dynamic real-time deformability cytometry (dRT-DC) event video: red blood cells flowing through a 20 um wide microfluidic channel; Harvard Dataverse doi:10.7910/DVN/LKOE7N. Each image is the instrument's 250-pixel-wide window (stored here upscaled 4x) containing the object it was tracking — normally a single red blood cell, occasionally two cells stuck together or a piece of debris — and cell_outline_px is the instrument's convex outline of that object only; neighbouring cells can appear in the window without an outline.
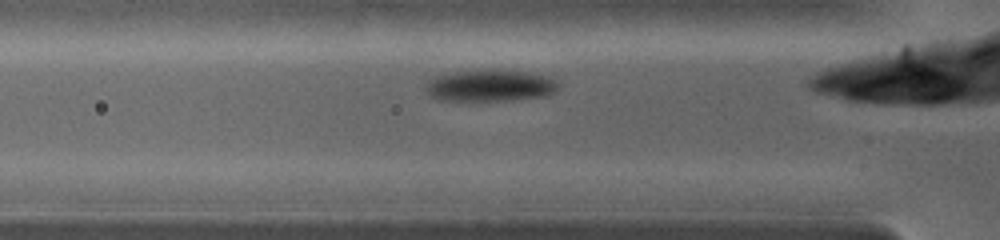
{"species": "common noctule bat (a hibernating species)", "species_latin": "Nyctalus noctula", "temperature_condition": "warm", "stored_images_in_passage": 2, "camera_frame_rate_fps": 5000, "um_per_image_px": 0.085, "animal": {"sex": "female", "body_mass_g": 19.0, "forearm_length_mm": 53.3}, "frame": {"image": 1, "passage_image": 2, "time_ms": 0.2, "image_size_px": [1000, 240], "cell_outline_px": [[560, 88], [556, 92], [544, 96], [512, 100], [440, 100], [424, 92], [424, 84], [432, 76], [448, 72], [480, 68], [492, 68], [528, 72], [548, 76], [556, 80]], "centroid_in_image_um": [41.61, 7.24], "position_along_channel_um": 84.2, "area_um2": 25.43}}